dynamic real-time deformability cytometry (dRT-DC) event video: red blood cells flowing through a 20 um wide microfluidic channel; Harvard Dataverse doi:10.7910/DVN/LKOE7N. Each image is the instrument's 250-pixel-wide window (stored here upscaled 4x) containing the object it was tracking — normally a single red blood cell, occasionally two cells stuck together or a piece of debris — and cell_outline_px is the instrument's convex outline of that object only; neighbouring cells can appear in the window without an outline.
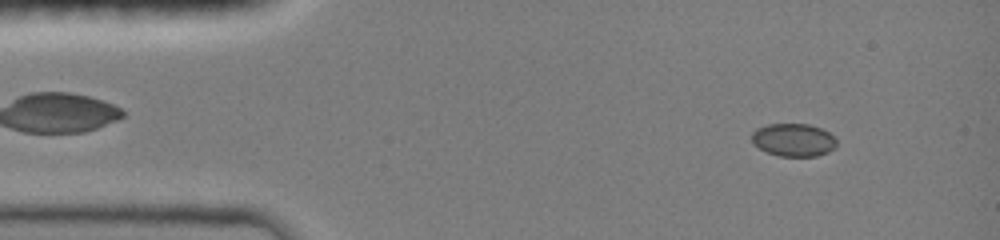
{"species": "common noctule bat (a hibernating species)", "species_latin": "Nyctalus noctula", "temperature_condition": "room temperature", "stored_images_in_passage": 43, "camera_frame_rate_fps": 3000, "um_per_image_px": 0.085, "animal": {"sex": "female", "body_mass_g": 19.0, "forearm_length_mm": 51.5}, "frame": {"image": 1, "passage_image": 1, "time_ms": 0.0, "image_size_px": [1000, 240], "cell_outline_px": [[836, 148], [828, 152], [816, 156], [780, 156], [768, 152], [760, 148], [752, 140], [752, 132], [756, 128], [768, 124], [808, 124], [820, 128], [828, 132], [836, 140]], "centroid_in_image_um": [67.46, 11.89], "position_along_channel_um": 17.5, "area_um2": 16.13}}
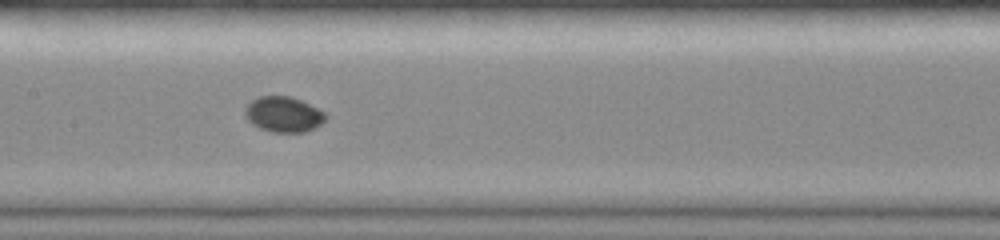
{"frame": {"image": 2, "passage_image": 19, "time_ms": 6.0, "image_size_px": [1000, 240], "cell_outline_px": [[328, 116], [320, 124], [304, 132], [272, 132], [260, 128], [252, 124], [244, 116], [244, 108], [252, 100], [260, 96], [292, 96], [324, 112]], "centroid_in_image_um": [24.06, 9.71], "position_along_channel_um": 183.3, "area_um2": 16.53}}
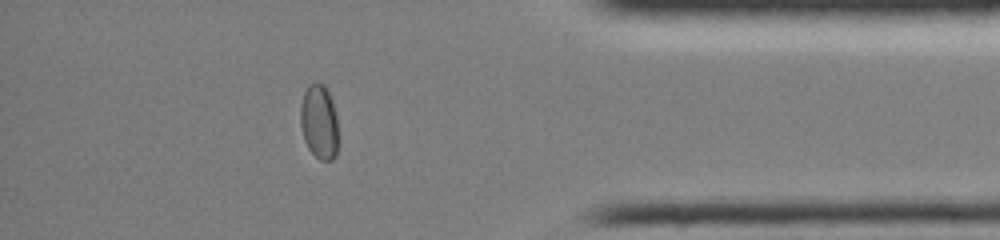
{"frame": {"image": 3, "passage_image": 37, "time_ms": 12.0, "image_size_px": [1000, 240], "cell_outline_px": [[340, 140], [336, 156], [332, 160], [320, 160], [308, 148], [304, 140], [300, 124], [300, 104], [304, 92], [308, 84], [316, 80], [324, 84], [332, 100], [336, 116]], "centroid_in_image_um": [27.15, 10.35], "position_along_channel_um": 408.1, "area_um2": 17.05}}